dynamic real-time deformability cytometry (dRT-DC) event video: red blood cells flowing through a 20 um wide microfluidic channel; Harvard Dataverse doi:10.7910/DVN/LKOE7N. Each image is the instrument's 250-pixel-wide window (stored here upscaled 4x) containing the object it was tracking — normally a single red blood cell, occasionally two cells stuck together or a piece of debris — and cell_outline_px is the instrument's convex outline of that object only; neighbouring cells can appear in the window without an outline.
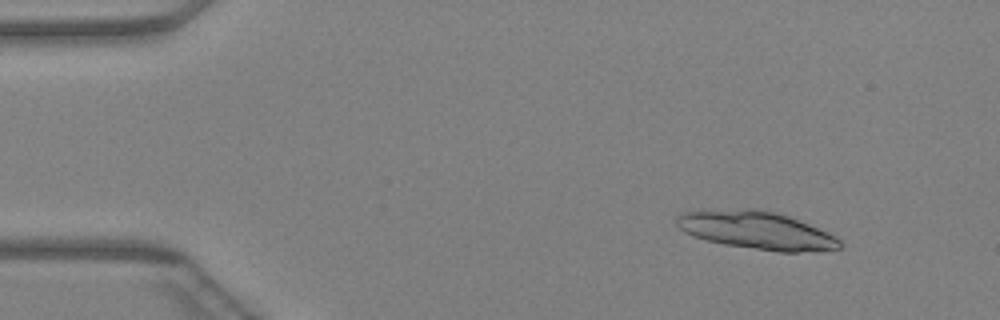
{"species": "Egyptian fruit bat (a non-hibernating species)", "species_latin": "Rousettus aegyptiacus", "temperature_condition": "warm", "stored_images_in_passage": 46, "camera_frame_rate_fps": 3000, "um_per_image_px": 0.085, "animal": {"sex": "female"}, "frame": {"image": 1, "passage_image": 5, "time_ms": 1.333, "image_size_px": [1000, 320], "cell_outline_px": [[844, 248], [820, 252], [780, 252], [724, 244], [708, 240], [684, 232], [676, 224], [676, 216], [680, 212], [700, 208], [756, 208], [776, 212], [788, 216], [808, 224], [836, 236], [844, 244]], "centroid_in_image_um": [64.3, 19.55], "position_along_channel_um": 20.7, "area_um2": 36.82}}